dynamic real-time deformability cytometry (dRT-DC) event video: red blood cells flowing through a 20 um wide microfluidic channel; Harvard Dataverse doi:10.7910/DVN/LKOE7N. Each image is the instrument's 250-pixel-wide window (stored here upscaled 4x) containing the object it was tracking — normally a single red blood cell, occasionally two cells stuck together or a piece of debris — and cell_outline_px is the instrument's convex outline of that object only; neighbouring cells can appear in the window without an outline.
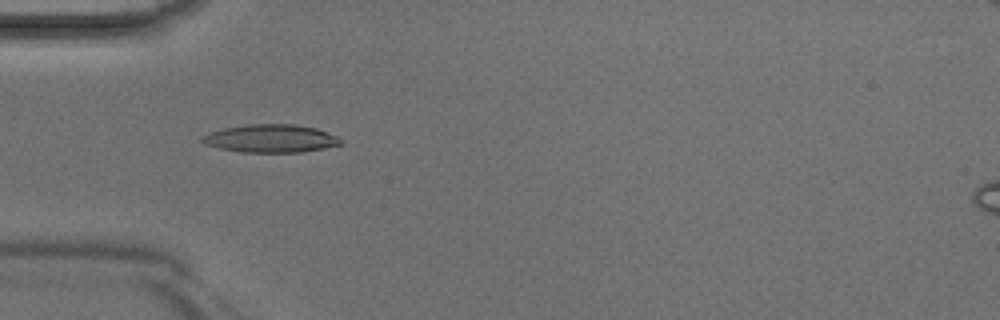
{"species": "Egyptian fruit bat (a non-hibernating species)", "species_latin": "Rousettus aegyptiacus", "temperature_condition": "room temperature", "stored_images_in_passage": 44, "camera_frame_rate_fps": 3000, "um_per_image_px": 0.085, "animal": {"sex": "male"}, "frame": {"image": 1, "passage_image": 14, "time_ms": 4.333, "image_size_px": [1000, 320], "cell_outline_px": [[344, 144], [324, 148], [300, 152], [240, 152], [220, 148], [204, 144], [200, 140], [200, 136], [208, 132], [224, 128], [248, 124], [296, 124], [316, 128], [328, 132], [336, 136]], "centroid_in_image_um": [22.98, 11.77], "position_along_channel_um": 62.0, "area_um2": 22.72}}
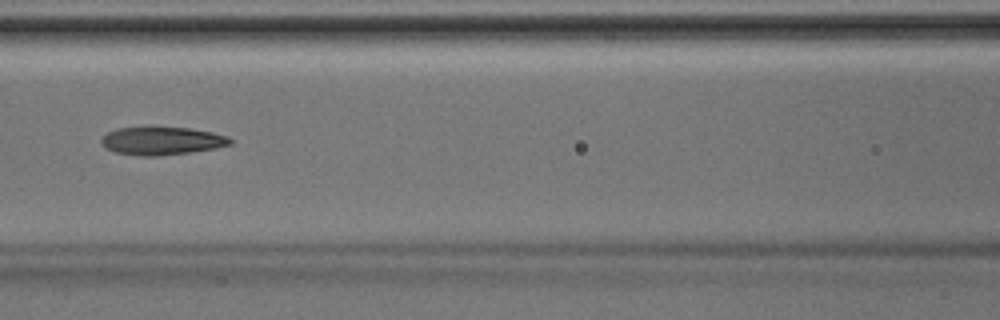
{"frame": {"image": 2, "passage_image": 20, "time_ms": 6.333, "image_size_px": [1000, 320], "cell_outline_px": [[232, 144], [216, 148], [160, 156], [136, 156], [116, 152], [104, 148], [100, 140], [108, 132], [116, 128], [188, 128], [212, 132], [228, 136], [232, 140]], "centroid_in_image_um": [13.75, 11.99], "position_along_channel_um": 152.9, "area_um2": 20.87}}
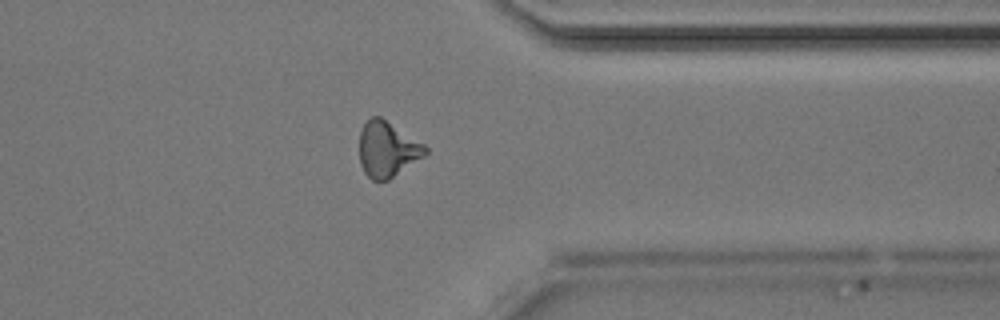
{"frame": {"image": 3, "passage_image": 35, "time_ms": 11.333, "image_size_px": [1000, 320], "cell_outline_px": [[428, 152], [424, 156], [388, 180], [372, 180], [364, 172], [360, 164], [360, 132], [364, 124], [372, 116], [380, 116], [424, 144], [428, 148]], "centroid_in_image_um": [32.92, 12.69], "position_along_channel_um": 378.5, "area_um2": 21.1}}